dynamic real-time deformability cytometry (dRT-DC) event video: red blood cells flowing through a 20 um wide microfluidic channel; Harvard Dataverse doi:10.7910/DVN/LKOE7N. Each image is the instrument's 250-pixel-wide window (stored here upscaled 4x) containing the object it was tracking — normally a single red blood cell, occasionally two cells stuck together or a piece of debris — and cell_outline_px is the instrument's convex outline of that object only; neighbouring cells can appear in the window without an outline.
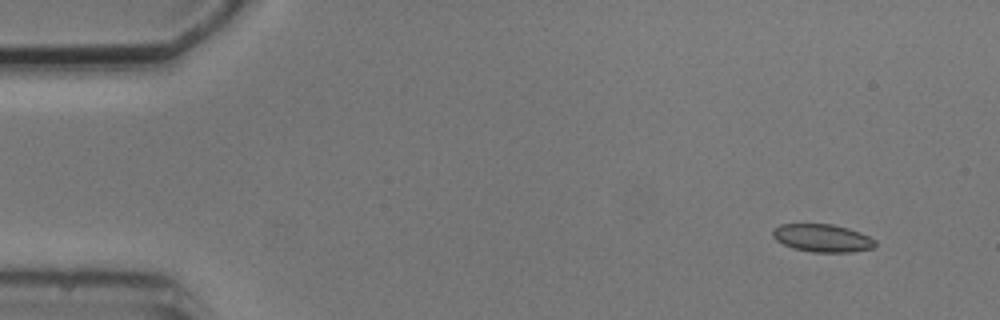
{"species": "common noctule bat (a hibernating species)", "species_latin": "Nyctalus noctula", "temperature_condition": "cold", "stored_images_in_passage": 6, "segment_of_instrument_passage": [1, 2], "camera_frame_rate_fps": 3000, "um_per_image_px": 0.085, "animal": {"sex": "male", "body_mass_g": 20.5, "forearm_length_mm": 52.5}, "frame": {"image": 1, "passage_image": 2, "time_ms": 1.0, "image_size_px": [1000, 320], "cell_outline_px": [[876, 244], [872, 248], [852, 252], [812, 252], [792, 248], [776, 240], [772, 236], [772, 228], [780, 224], [832, 224], [848, 228], [860, 232], [876, 240]], "centroid_in_image_um": [69.88, 20.23], "position_along_channel_um": 15.1, "area_um2": 16.7}}
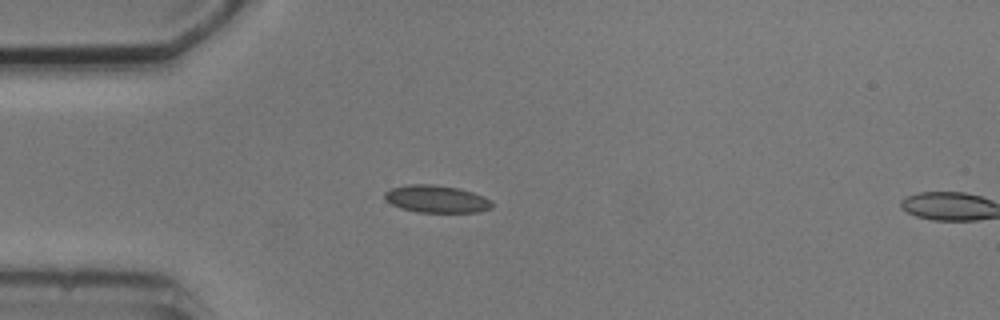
{"frame": {"image": 2, "passage_image": 5, "time_ms": 4.333, "image_size_px": [1000, 320], "cell_outline_px": [[492, 208], [480, 212], [416, 212], [400, 208], [384, 200], [384, 192], [392, 188], [408, 184], [432, 184], [460, 188], [484, 196], [492, 200]], "centroid_in_image_um": [37.1, 16.91], "position_along_channel_um": 47.9, "area_um2": 17.34}}